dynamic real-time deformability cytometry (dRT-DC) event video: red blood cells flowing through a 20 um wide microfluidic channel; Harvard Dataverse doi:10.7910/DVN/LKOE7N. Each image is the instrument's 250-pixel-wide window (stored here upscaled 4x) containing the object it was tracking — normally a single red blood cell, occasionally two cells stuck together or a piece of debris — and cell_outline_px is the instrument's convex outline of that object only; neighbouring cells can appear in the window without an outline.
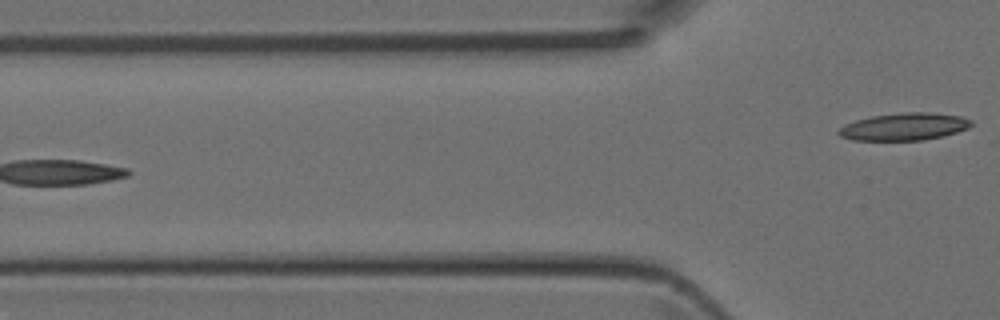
{"species": "Egyptian fruit bat (a non-hibernating species)", "species_latin": "Rousettus aegyptiacus", "temperature_condition": "room temperature", "stored_images_in_passage": 5, "camera_frame_rate_fps": 3000, "um_per_image_px": 0.085, "animal": {"sex": "female"}, "frame": {"image": 1, "passage_image": 5, "time_ms": 1.333, "image_size_px": [1000, 320], "cell_outline_px": [[972, 124], [968, 128], [944, 136], [924, 140], [852, 140], [840, 136], [836, 132], [844, 124], [856, 120], [872, 116], [904, 112], [928, 112], [960, 116], [972, 120]], "centroid_in_image_um": [76.85, 10.77], "position_along_channel_um": 49.0, "area_um2": 21.15}}